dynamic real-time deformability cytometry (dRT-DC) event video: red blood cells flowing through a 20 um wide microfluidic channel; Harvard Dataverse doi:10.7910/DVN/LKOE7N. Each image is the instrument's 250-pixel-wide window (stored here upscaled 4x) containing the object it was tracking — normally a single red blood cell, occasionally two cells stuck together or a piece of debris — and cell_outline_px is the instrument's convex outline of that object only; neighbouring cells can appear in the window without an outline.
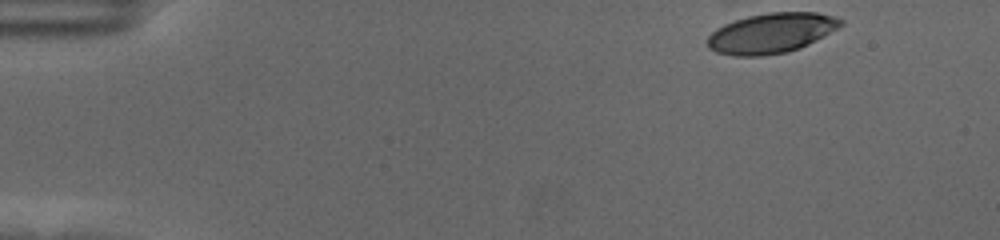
{"species": "human", "species_latin": "Homo sapiens", "temperature_condition": "cold", "stored_images_in_passage": 53, "camera_frame_rate_fps": 3000, "um_per_image_px": 0.085, "donor": {"sex": "female"}, "frame": {"image": 1, "passage_image": 1, "time_ms": 0.0, "image_size_px": [1000, 240], "cell_outline_px": [[844, 24], [816, 40], [800, 48], [788, 52], [764, 56], [732, 56], [716, 52], [708, 48], [708, 36], [716, 28], [724, 24], [748, 16], [768, 12], [816, 12], [836, 16], [844, 20]], "centroid_in_image_um": [65.57, 2.81], "position_along_channel_um": 19.4, "area_um2": 31.27}}
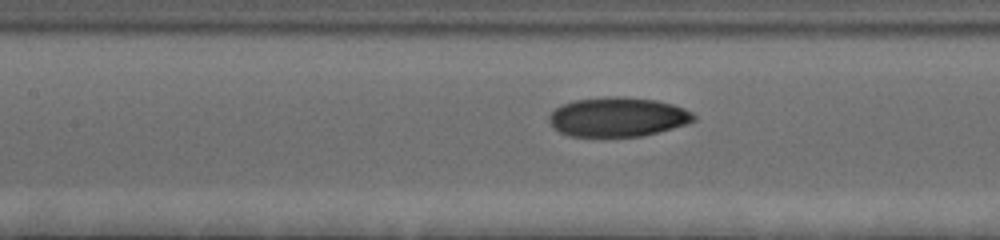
{"frame": {"image": 2, "passage_image": 22, "time_ms": 7.0, "image_size_px": [1000, 240], "cell_outline_px": [[696, 120], [688, 124], [640, 136], [568, 136], [560, 132], [548, 120], [548, 116], [556, 108], [564, 104], [576, 100], [608, 96], [624, 96], [656, 100], [672, 104], [684, 108], [692, 112], [696, 116]], "centroid_in_image_um": [52.54, 9.93], "position_along_channel_um": 154.9, "area_um2": 33.06}}
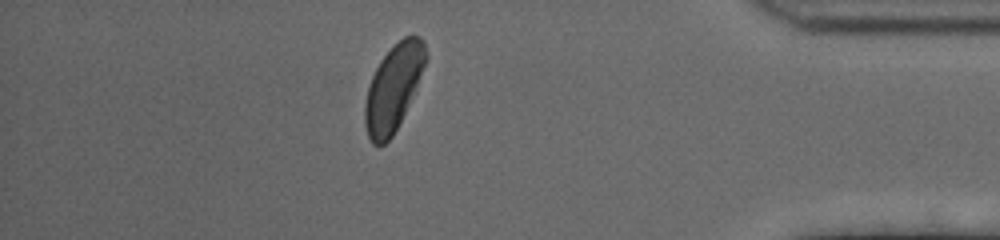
{"frame": {"image": 3, "passage_image": 46, "time_ms": 15.0, "image_size_px": [1000, 240], "cell_outline_px": [[428, 56], [404, 112], [392, 136], [384, 144], [372, 144], [368, 136], [364, 124], [364, 104], [368, 88], [372, 76], [380, 60], [404, 36], [420, 36], [424, 40]], "centroid_in_image_um": [33.41, 7.45], "position_along_channel_um": 401.8, "area_um2": 29.65}, "authors_computed_cell_mechanics": {"area_um2": 31.9056, "velocity_mm_per_s": 3.5071, "shape_relaxation_time_tau1_ms": 4.4529, "shape_relaxation_time_tau2_ms": 1.7715, "deformation_change_tau1": 0.1581, "deformation_change_tau2": 0.0535}}